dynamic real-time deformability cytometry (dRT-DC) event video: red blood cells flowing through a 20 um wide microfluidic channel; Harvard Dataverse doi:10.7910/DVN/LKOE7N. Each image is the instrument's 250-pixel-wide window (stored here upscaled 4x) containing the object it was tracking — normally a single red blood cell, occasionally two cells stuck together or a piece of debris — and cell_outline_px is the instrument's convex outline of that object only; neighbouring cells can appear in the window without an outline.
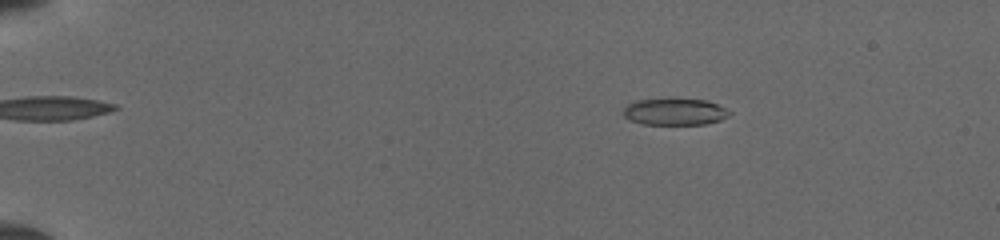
{"species": "common noctule bat (a hibernating species)", "species_latin": "Nyctalus noctula", "temperature_condition": "cold", "stored_images_in_passage": 18, "camera_frame_rate_fps": 3000, "um_per_image_px": 0.085, "animal": {"sex": "female", "body_mass_g": 19.5, "forearm_length_mm": 54.1}, "frame": {"image": 1, "passage_image": 7, "time_ms": 2.0, "image_size_px": [1000, 240], "cell_outline_px": [[732, 112], [728, 116], [720, 120], [704, 124], [644, 124], [632, 120], [624, 116], [624, 108], [628, 104], [636, 100], [708, 100]], "centroid_in_image_um": [57.37, 9.51], "position_along_channel_um": 27.6, "area_um2": 16.01}}
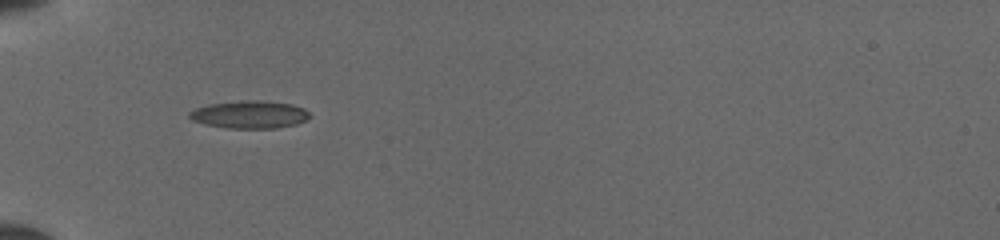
{"frame": {"image": 2, "passage_image": 15, "time_ms": 4.667, "image_size_px": [1000, 240], "cell_outline_px": [[312, 116], [296, 124], [276, 128], [228, 128], [204, 124], [192, 120], [188, 116], [188, 112], [196, 108], [208, 104], [240, 100], [260, 100], [292, 104], [304, 108]], "centroid_in_image_um": [21.2, 9.73], "position_along_channel_um": 63.8, "area_um2": 19.48}}
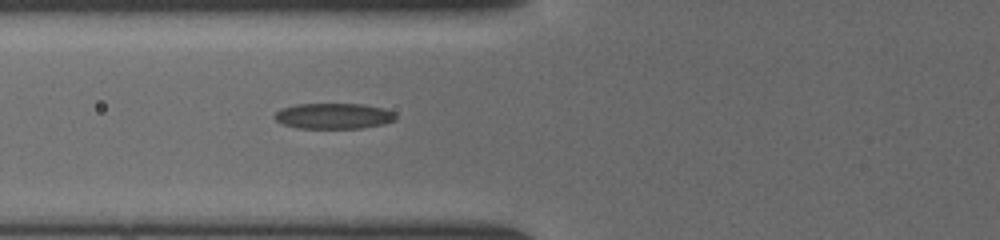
{"frame": {"image": 3, "passage_image": 18, "time_ms": 5.667, "image_size_px": [1000, 240], "cell_outline_px": [[396, 120], [384, 124], [360, 128], [296, 128], [284, 124], [276, 120], [272, 116], [280, 108], [296, 104], [364, 104], [384, 108], [392, 112], [396, 116]], "centroid_in_image_um": [28.34, 9.85], "position_along_channel_um": 97.5, "area_um2": 18.21}}